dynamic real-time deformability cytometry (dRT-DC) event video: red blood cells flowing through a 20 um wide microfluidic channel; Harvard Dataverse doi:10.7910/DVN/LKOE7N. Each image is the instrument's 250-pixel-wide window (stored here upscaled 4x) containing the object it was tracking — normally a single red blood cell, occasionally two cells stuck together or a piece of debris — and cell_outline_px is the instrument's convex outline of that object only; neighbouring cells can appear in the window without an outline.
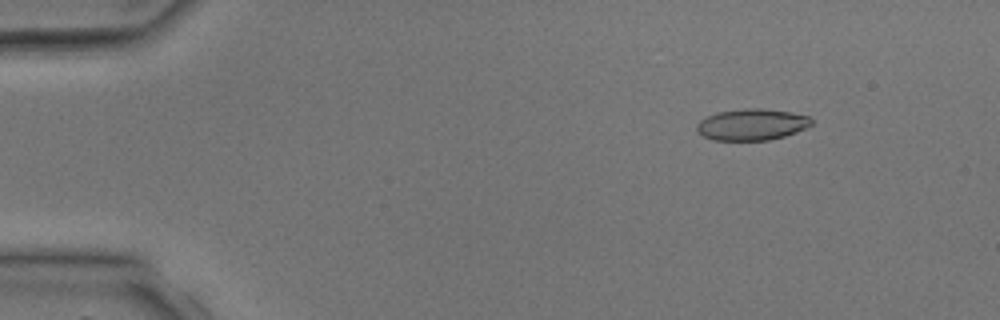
{"species": "common noctule bat (a hibernating species)", "species_latin": "Nyctalus noctula", "temperature_condition": "room temperature", "stored_images_in_passage": 4, "camera_frame_rate_fps": 3000, "um_per_image_px": 0.085, "animal": {"sex": "male", "body_mass_g": 17.9, "forearm_length_mm": 54.2}, "frame": {"image": 1, "passage_image": 2, "time_ms": 1.333, "image_size_px": [1000, 320], "cell_outline_px": [[812, 124], [796, 132], [784, 136], [768, 140], [712, 140], [704, 136], [696, 128], [696, 124], [700, 120], [716, 112], [744, 108], [760, 108], [792, 112], [808, 116], [812, 120]], "centroid_in_image_um": [63.9, 10.57], "position_along_channel_um": 21.1, "area_um2": 20.92}}
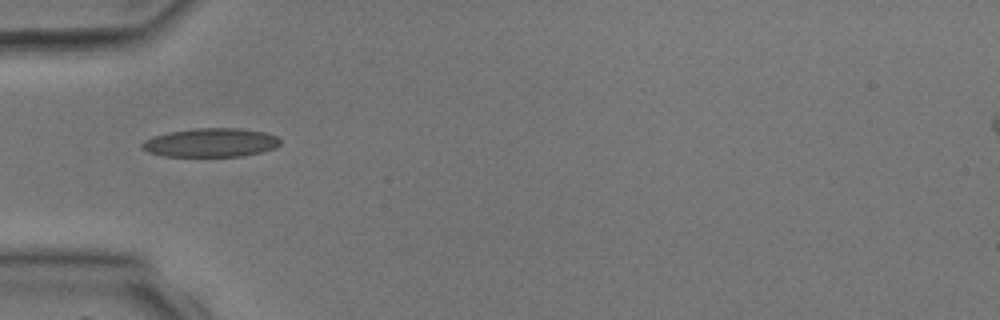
{"frame": {"image": 2, "passage_image": 4, "time_ms": 4.0, "image_size_px": [1000, 320], "cell_outline_px": [[280, 144], [276, 148], [260, 152], [240, 156], [164, 156], [148, 152], [140, 148], [140, 144], [144, 140], [152, 136], [168, 132], [196, 128], [236, 128], [264, 132], [276, 136], [280, 140]], "centroid_in_image_um": [17.87, 12.12], "position_along_channel_um": 67.1, "area_um2": 23.18}}